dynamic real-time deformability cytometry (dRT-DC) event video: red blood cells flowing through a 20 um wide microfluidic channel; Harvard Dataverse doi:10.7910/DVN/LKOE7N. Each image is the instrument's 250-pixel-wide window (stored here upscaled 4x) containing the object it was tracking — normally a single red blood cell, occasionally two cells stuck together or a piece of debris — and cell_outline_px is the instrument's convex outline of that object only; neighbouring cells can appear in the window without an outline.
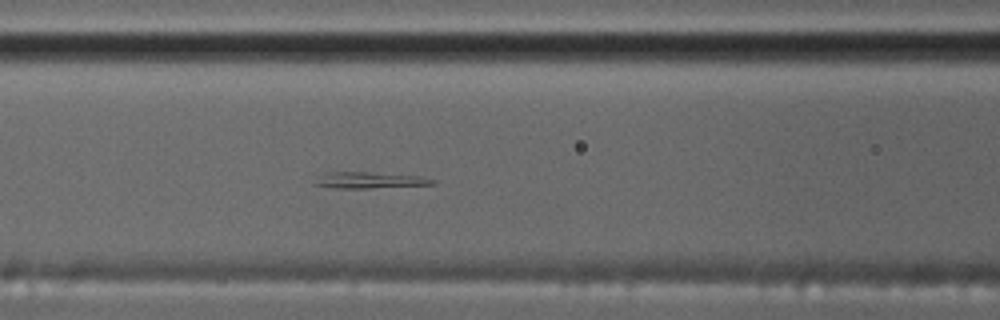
{"species": "common noctule bat (a hibernating species)", "species_latin": "Nyctalus noctula", "temperature_condition": "cold", "stored_images_in_passage": 7, "camera_frame_rate_fps": 3000, "um_per_image_px": 0.085, "animal": {"sex": "male", "body_mass_g": 17.5, "forearm_length_mm": 52.3}, "frame": {"image": 1, "passage_image": 6, "time_ms": 5.667, "image_size_px": [1000, 320], "cell_outline_px": [[436, 184], [368, 188], [336, 188], [316, 184], [324, 176], [332, 172], [368, 172], [424, 176], [436, 180]], "centroid_in_image_um": [31.63, 15.32], "position_along_channel_um": 135.0, "area_um2": 10.69}}